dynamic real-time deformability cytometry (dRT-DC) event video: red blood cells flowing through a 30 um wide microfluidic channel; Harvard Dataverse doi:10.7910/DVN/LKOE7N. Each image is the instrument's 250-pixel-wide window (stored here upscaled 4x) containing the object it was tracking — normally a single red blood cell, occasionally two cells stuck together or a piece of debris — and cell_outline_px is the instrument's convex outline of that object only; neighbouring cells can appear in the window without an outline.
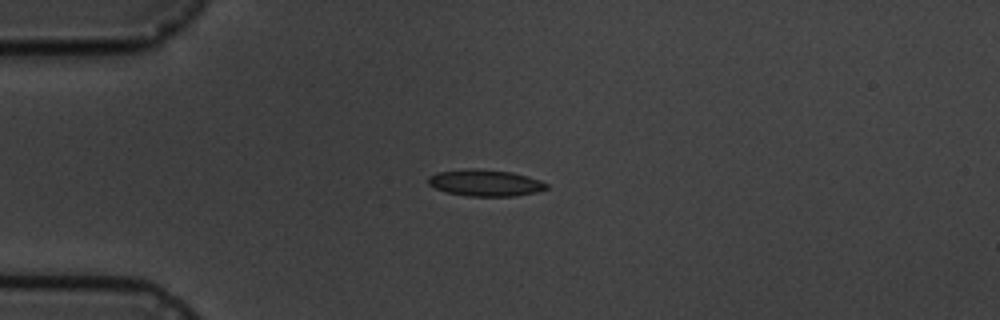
{"species": "common noctule bat (a hibernating species)", "species_latin": "Nyctalus noctula", "temperature_condition": "cold", "stored_images_in_passage": 6, "camera_frame_rate_fps": 3000, "um_per_image_px": 0.085, "animal": {"sex": "male", "body_mass_g": 19.5, "forearm_length_mm": 54.6}, "frame": {"image": 1, "passage_image": 3, "time_ms": 2.333, "image_size_px": [1000, 320], "cell_outline_px": [[548, 188], [536, 192], [516, 196], [468, 196], [448, 192], [436, 188], [428, 184], [428, 176], [436, 172], [468, 168], [480, 168], [512, 172], [528, 176], [540, 180], [548, 184]], "centroid_in_image_um": [41.25, 15.53], "position_along_channel_um": 43.8, "area_um2": 18.44}}
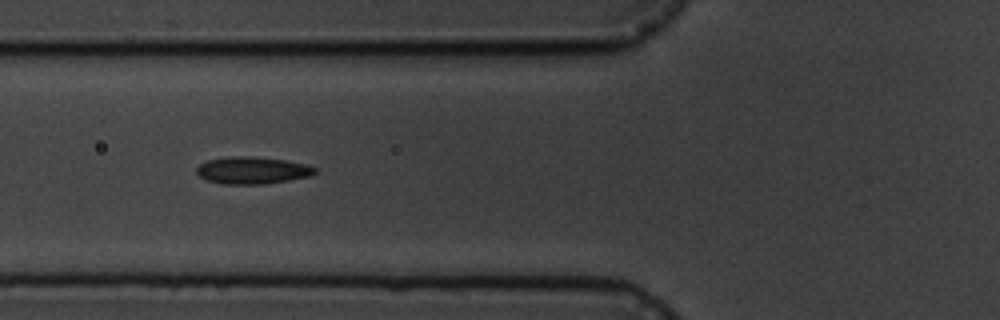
{"frame": {"image": 2, "passage_image": 5, "time_ms": 4.667, "image_size_px": [1000, 320], "cell_outline_px": [[316, 172], [308, 176], [288, 180], [264, 184], [224, 184], [204, 180], [196, 172], [196, 168], [200, 164], [208, 160], [232, 156], [252, 156], [284, 160], [304, 164], [316, 168]], "centroid_in_image_um": [21.4, 14.48], "position_along_channel_um": 104.4, "area_um2": 18.55}}
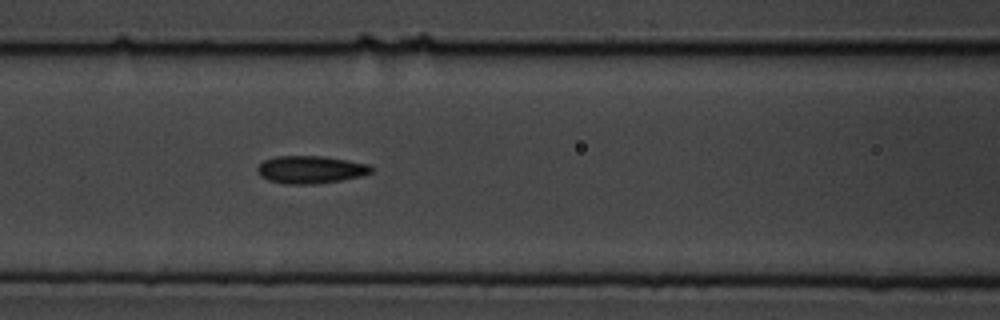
{"frame": {"image": 3, "passage_image": 6, "time_ms": 5.667, "image_size_px": [1000, 320], "cell_outline_px": [[372, 172], [360, 176], [340, 180], [316, 184], [284, 184], [268, 180], [260, 176], [256, 168], [264, 160], [276, 156], [324, 156], [348, 160], [368, 164], [372, 168]], "centroid_in_image_um": [26.37, 14.41], "position_along_channel_um": 140.2, "area_um2": 18.32}}